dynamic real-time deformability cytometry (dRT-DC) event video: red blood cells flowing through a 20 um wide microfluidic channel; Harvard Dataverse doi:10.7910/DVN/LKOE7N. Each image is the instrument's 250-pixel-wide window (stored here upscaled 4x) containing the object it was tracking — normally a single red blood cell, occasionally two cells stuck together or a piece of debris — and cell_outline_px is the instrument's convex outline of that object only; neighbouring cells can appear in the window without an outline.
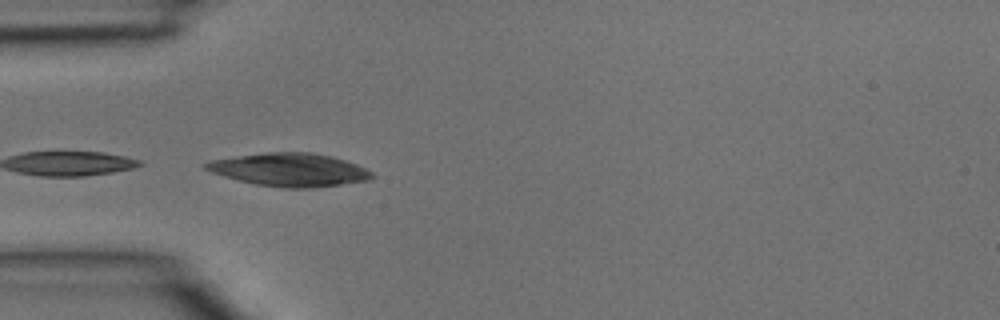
{"species": "common noctule bat (a hibernating species)", "species_latin": "Nyctalus noctula", "temperature_condition": "room temperature", "stored_images_in_passage": 35, "camera_frame_rate_fps": 3000, "um_per_image_px": 0.085, "animal": {"sex": "male", "body_mass_g": 15.6}, "frame": {"image": 1, "passage_image": 11, "time_ms": 3.333, "image_size_px": [1000, 320], "cell_outline_px": [[376, 176], [368, 180], [312, 188], [284, 188], [256, 184], [224, 176], [212, 172], [204, 168], [204, 164], [212, 160], [236, 156], [268, 152], [312, 152], [332, 156], [356, 164], [372, 172]], "centroid_in_image_um": [24.64, 14.42], "position_along_channel_um": 60.4, "area_um2": 31.79}}